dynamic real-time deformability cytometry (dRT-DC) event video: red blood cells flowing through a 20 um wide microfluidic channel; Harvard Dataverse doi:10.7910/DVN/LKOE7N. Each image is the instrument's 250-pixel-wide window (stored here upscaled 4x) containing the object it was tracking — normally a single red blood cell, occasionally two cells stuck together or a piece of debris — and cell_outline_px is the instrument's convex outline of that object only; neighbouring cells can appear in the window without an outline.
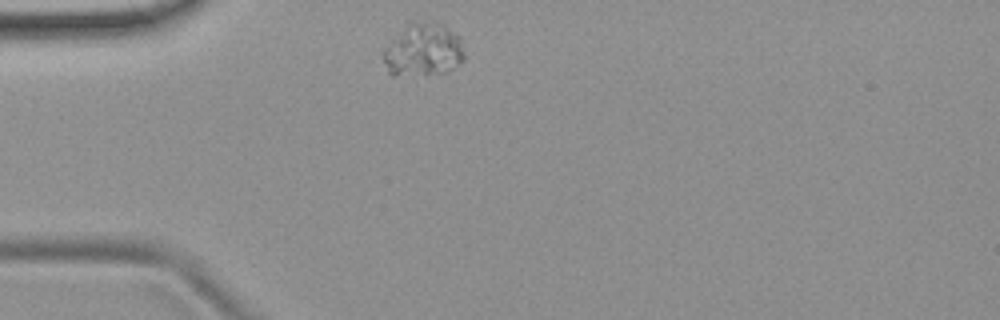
{"species": "common noctule bat (a hibernating species)", "species_latin": "Nyctalus noctula", "temperature_condition": "room temperature", "stored_images_in_passage": 1, "camera_frame_rate_fps": 3000, "um_per_image_px": 0.085, "animal": {"sex": "female", "body_mass_g": 19.9}, "frame": {"image": 1, "passage_image": 1, "time_ms": 0.0, "image_size_px": [1000, 320], "cell_outline_px": [[464, 60], [452, 68], [444, 72], [392, 76], [388, 72], [384, 60], [384, 48], [412, 20], [444, 28], [460, 36], [464, 56]], "centroid_in_image_um": [35.95, 4.29], "position_along_channel_um": 49.0, "area_um2": 23.99}}